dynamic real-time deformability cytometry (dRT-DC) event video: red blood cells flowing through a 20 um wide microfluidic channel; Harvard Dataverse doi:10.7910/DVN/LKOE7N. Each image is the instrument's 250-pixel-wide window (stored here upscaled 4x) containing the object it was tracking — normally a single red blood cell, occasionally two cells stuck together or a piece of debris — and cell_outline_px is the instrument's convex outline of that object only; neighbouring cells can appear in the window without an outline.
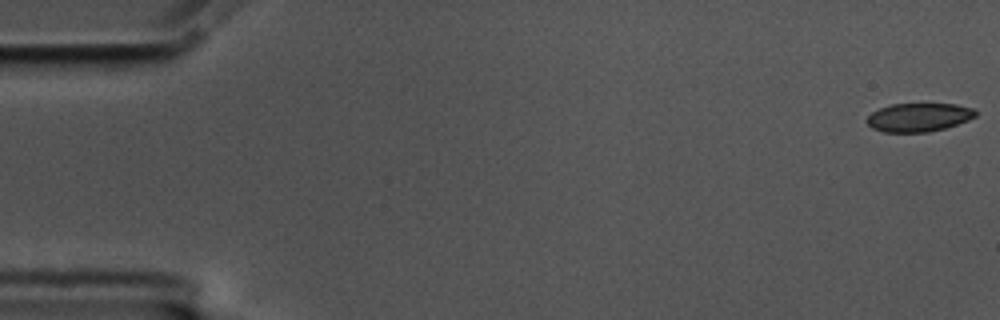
{"species": "common noctule bat (a hibernating species)", "species_latin": "Nyctalus noctula", "temperature_condition": "cold", "stored_images_in_passage": 14, "camera_frame_rate_fps": 3000, "um_per_image_px": 0.085, "animal": {"sex": "male", "body_mass_g": 17.5, "forearm_length_mm": 52.3}, "frame": {"image": 1, "passage_image": 1, "time_ms": 0.0, "image_size_px": [1000, 320], "cell_outline_px": [[976, 116], [968, 120], [944, 128], [928, 132], [884, 132], [872, 128], [864, 120], [872, 112], [880, 108], [892, 104], [956, 104], [972, 108], [976, 112]], "centroid_in_image_um": [78.06, 9.97], "position_along_channel_um": 6.9, "area_um2": 17.98}}